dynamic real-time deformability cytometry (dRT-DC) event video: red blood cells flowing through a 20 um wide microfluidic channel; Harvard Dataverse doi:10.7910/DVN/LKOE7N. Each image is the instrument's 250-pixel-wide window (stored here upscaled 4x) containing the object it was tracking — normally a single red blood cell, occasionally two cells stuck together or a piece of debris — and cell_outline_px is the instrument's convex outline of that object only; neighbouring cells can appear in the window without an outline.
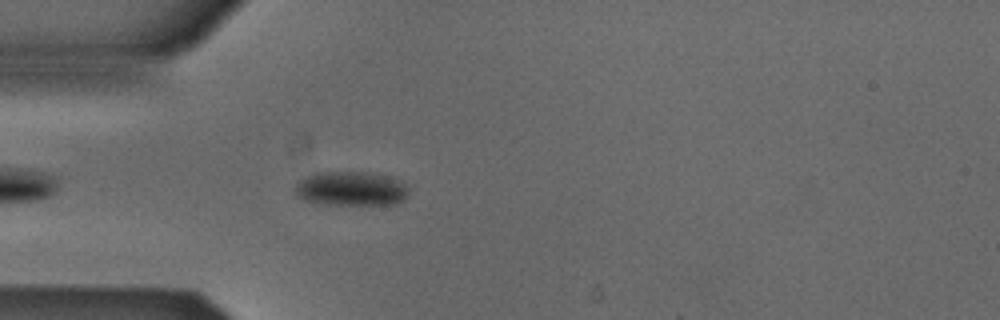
{"species": "Egyptian fruit bat (a non-hibernating species)", "species_latin": "Rousettus aegyptiacus", "temperature_condition": "cold", "stored_images_in_passage": 42, "camera_frame_rate_fps": 3000, "um_per_image_px": 0.085, "animal": {"sex": "male"}, "frame": {"image": 1, "passage_image": 4, "time_ms": 1.0, "image_size_px": [1000, 320], "cell_outline_px": [[408, 196], [404, 200], [396, 204], [324, 204], [304, 200], [296, 196], [296, 184], [304, 176], [316, 172], [368, 172], [384, 176], [408, 184]], "centroid_in_image_um": [29.83, 16.04], "position_along_channel_um": 55.2, "area_um2": 22.72}}
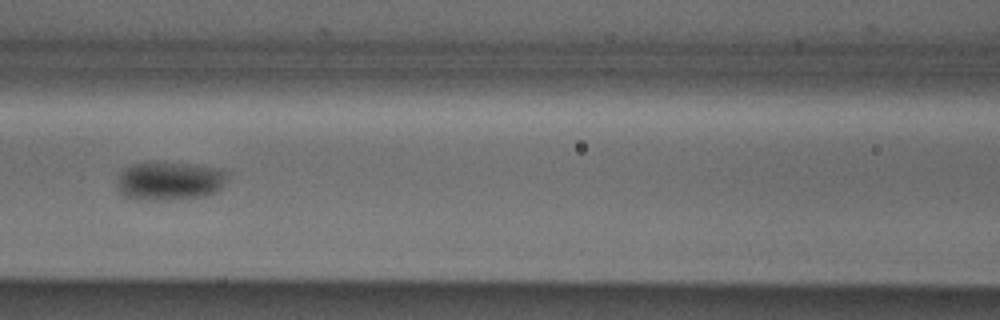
{"frame": {"image": 2, "passage_image": 12, "time_ms": 3.667, "image_size_px": [1000, 320], "cell_outline_px": [[224, 184], [216, 192], [204, 196], [168, 200], [136, 200], [124, 196], [120, 192], [116, 180], [120, 172], [132, 164], [156, 160], [164, 160], [192, 164], [216, 168], [224, 172]], "centroid_in_image_um": [14.33, 15.36], "position_along_channel_um": 152.3, "area_um2": 25.2}}
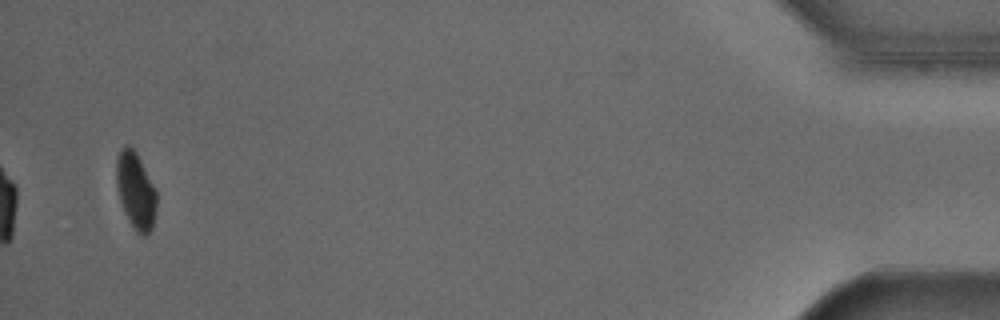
{"frame": {"image": 3, "passage_image": 40, "time_ms": 13.0, "image_size_px": [1000, 320], "cell_outline_px": [[156, 208], [152, 228], [144, 236], [136, 232], [124, 212], [120, 200], [116, 184], [116, 160], [120, 152], [128, 144], [136, 152], [156, 188]], "centroid_in_image_um": [11.54, 16.21], "position_along_channel_um": 423.7, "area_um2": 17.8}, "authors_computed_cell_mechanics": {"area_um2": 22.3397, "velocity_mm_per_s": 3.8596, "shape_relaxation_time_tau1_ms": 1.5708, "shape_relaxation_time_tau2_ms": null, "deformation_change_tau1": 0.0591, "deformation_change_tau2": null}}